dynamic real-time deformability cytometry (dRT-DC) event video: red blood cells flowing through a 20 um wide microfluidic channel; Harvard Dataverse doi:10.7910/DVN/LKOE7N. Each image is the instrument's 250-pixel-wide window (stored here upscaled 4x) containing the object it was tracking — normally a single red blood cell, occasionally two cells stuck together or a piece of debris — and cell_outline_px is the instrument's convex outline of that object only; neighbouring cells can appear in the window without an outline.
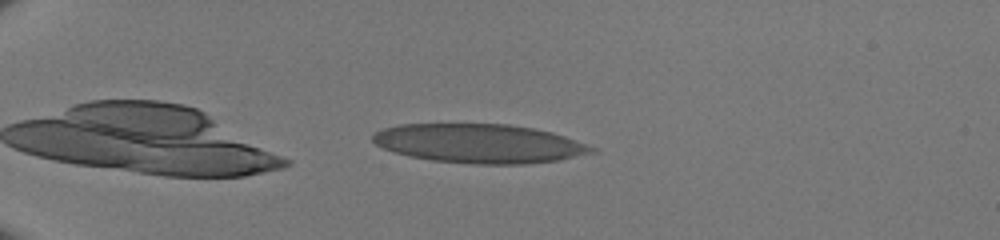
{"species": "human", "species_latin": "Homo sapiens", "temperature_condition": "room temperature", "stored_images_in_passage": 42, "camera_frame_rate_fps": 3000, "um_per_image_px": 0.085, "donor": {"sex": "male"}, "frame": {"image": 1, "passage_image": 7, "time_ms": 2.0, "image_size_px": [1000, 240], "cell_outline_px": [[600, 152], [560, 160], [528, 164], [472, 164], [432, 160], [412, 156], [396, 152], [384, 148], [376, 144], [372, 140], [372, 136], [376, 132], [384, 128], [400, 124], [508, 124], [532, 128], [552, 132], [564, 136], [596, 148]], "centroid_in_image_um": [40.8, 12.2], "position_along_channel_um": 44.2, "area_um2": 49.77}}
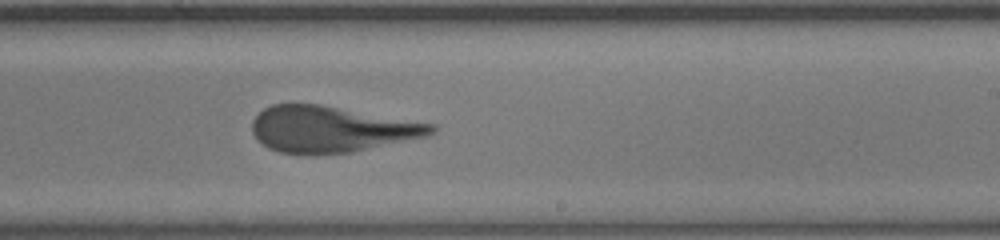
{"frame": {"image": 2, "passage_image": 26, "time_ms": 8.333, "image_size_px": [1000, 240], "cell_outline_px": [[436, 132], [428, 136], [352, 152], [280, 152], [268, 148], [252, 132], [252, 120], [264, 108], [272, 104], [320, 104], [436, 124]], "centroid_in_image_um": [28.2, 10.95], "position_along_channel_um": 260.8, "area_um2": 47.45}}
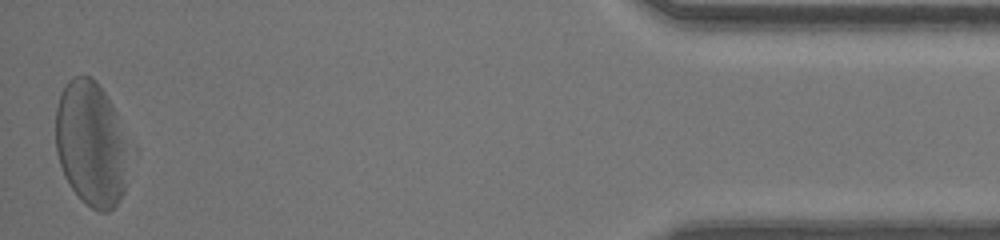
{"frame": {"image": 3, "passage_image": 42, "time_ms": 13.667, "image_size_px": [1000, 240], "cell_outline_px": [[124, 192], [120, 200], [108, 212], [100, 212], [92, 208], [72, 188], [64, 176], [56, 152], [56, 108], [60, 92], [68, 80], [72, 76], [92, 76], [96, 80], [112, 104], [120, 136], [124, 184]], "centroid_in_image_um": [7.61, 12.18], "position_along_channel_um": 427.6, "area_um2": 50.98}}